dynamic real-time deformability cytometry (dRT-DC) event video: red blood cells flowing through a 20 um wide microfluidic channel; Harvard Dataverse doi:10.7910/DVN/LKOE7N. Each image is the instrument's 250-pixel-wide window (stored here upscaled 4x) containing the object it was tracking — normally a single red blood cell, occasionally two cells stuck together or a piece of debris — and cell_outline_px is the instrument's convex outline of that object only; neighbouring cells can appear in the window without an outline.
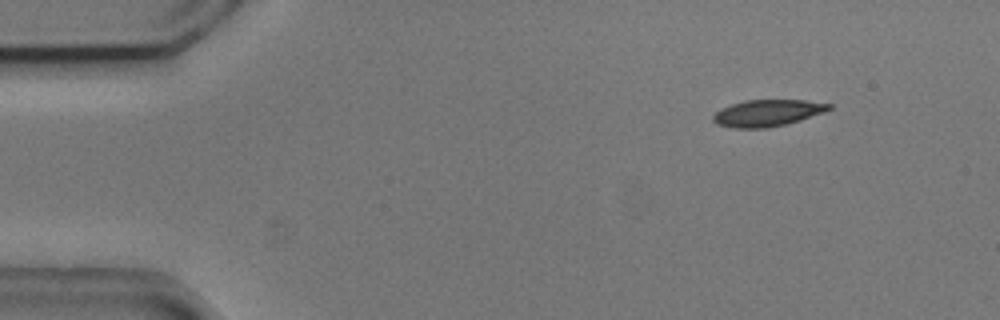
{"species": "common noctule bat (a hibernating species)", "species_latin": "Nyctalus noctula", "temperature_condition": "cold", "stored_images_in_passage": 4, "camera_frame_rate_fps": 3000, "um_per_image_px": 0.085, "animal": {"sex": "male", "body_mass_g": 20.5, "forearm_length_mm": 52.5}, "frame": {"image": 1, "passage_image": 1, "time_ms": 0.0, "image_size_px": [1000, 320], "cell_outline_px": [[832, 108], [824, 112], [800, 120], [768, 128], [736, 128], [716, 124], [712, 120], [712, 116], [720, 108], [744, 100], [804, 100], [832, 104]], "centroid_in_image_um": [65.21, 9.6], "position_along_channel_um": 19.8, "area_um2": 17.98}}
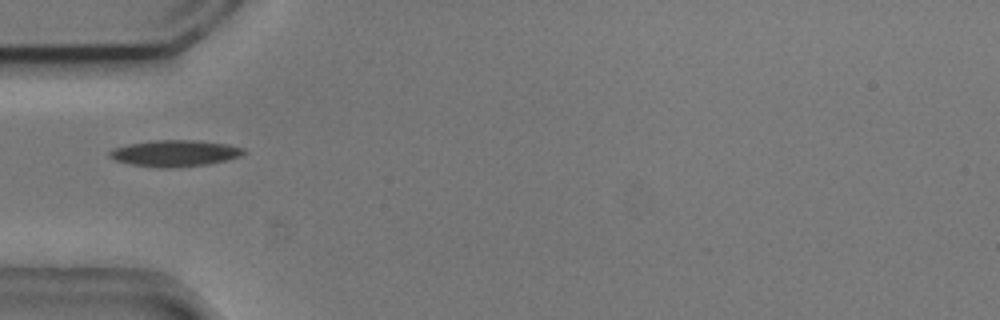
{"frame": {"image": 2, "passage_image": 4, "time_ms": 1.0, "image_size_px": [1000, 320], "cell_outline_px": [[248, 152], [240, 156], [228, 160], [208, 164], [180, 168], [156, 168], [132, 164], [116, 160], [108, 156], [108, 152], [112, 148], [128, 144], [156, 140], [200, 140], [228, 144], [244, 148]], "centroid_in_image_um": [14.9, 13.03], "position_along_channel_um": 70.1, "area_um2": 20.98}}